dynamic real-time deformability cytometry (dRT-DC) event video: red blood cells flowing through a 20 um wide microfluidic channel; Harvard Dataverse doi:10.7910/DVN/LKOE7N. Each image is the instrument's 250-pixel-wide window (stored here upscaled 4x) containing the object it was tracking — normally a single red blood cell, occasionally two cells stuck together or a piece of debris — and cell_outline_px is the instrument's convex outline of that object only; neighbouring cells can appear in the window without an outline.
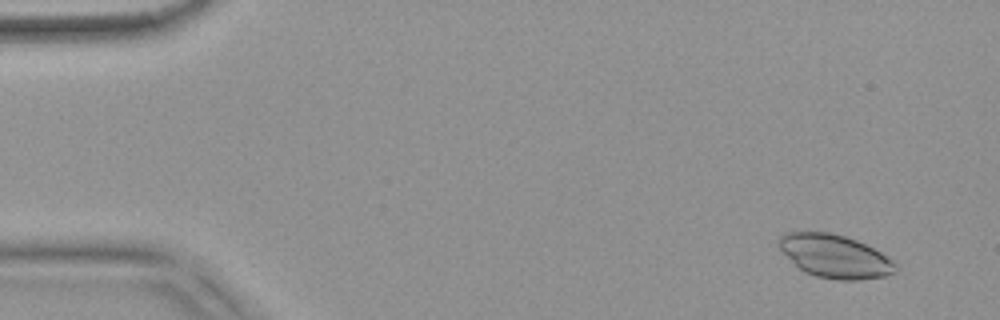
{"species": "common noctule bat (a hibernating species)", "species_latin": "Nyctalus noctula", "temperature_condition": "warm", "stored_images_in_passage": 54, "camera_frame_rate_fps": 3000, "um_per_image_px": 0.085, "animal": {"sex": "female", "body_mass_g": 18.4}, "frame": {"image": 1, "passage_image": 4, "time_ms": 1.0, "image_size_px": [1000, 320], "cell_outline_px": [[896, 272], [884, 276], [860, 280], [836, 280], [816, 276], [804, 272], [776, 244], [776, 240], [784, 232], [828, 232], [844, 236], [856, 240], [880, 252], [892, 260], [896, 264]], "centroid_in_image_um": [70.95, 21.78], "position_along_channel_um": 14.1, "area_um2": 29.13}}
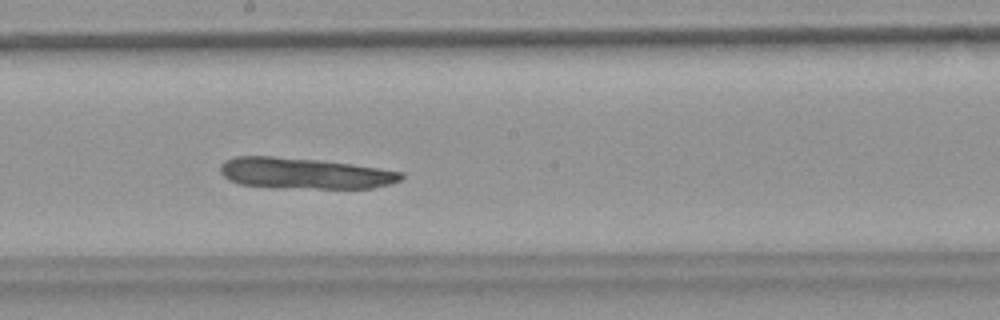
{"frame": {"image": 2, "passage_image": 30, "time_ms": 9.667, "image_size_px": [1000, 320], "cell_outline_px": [[404, 176], [400, 180], [388, 184], [372, 188], [272, 188], [240, 184], [228, 180], [220, 172], [220, 164], [224, 160], [236, 156], [272, 156], [320, 160], [352, 164], [404, 172]], "centroid_in_image_um": [25.83, 14.73], "position_along_channel_um": 222.4, "area_um2": 32.89}}
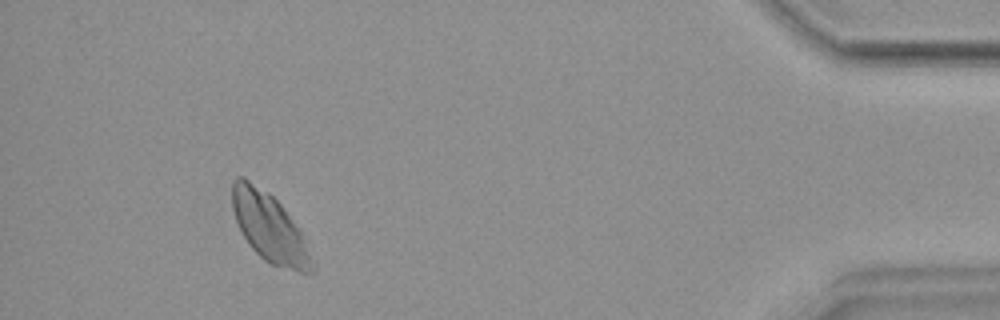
{"frame": {"image": 3, "passage_image": 50, "time_ms": 16.333, "image_size_px": [1000, 320], "cell_outline_px": [[316, 272], [300, 272], [268, 264], [248, 244], [240, 232], [232, 208], [232, 180], [236, 176], [244, 176], [268, 192], [280, 204], [300, 232], [316, 264]], "centroid_in_image_um": [22.88, 19.36], "position_along_channel_um": 412.3, "area_um2": 32.02}}